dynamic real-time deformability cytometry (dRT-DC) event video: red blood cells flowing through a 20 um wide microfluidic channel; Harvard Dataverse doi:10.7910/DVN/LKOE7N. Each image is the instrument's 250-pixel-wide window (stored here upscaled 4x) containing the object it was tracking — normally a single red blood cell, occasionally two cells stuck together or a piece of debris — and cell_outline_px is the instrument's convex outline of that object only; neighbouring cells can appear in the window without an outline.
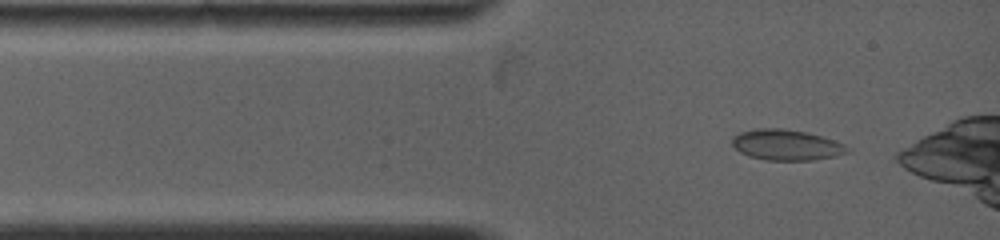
{"species": "common noctule bat (a hibernating species)", "species_latin": "Nyctalus noctula", "temperature_condition": "warm", "stored_images_in_passage": 19, "camera_frame_rate_fps": 5000, "um_per_image_px": 0.085, "animal": {"sex": "female", "body_mass_g": 19.0, "forearm_length_mm": 53.3}, "frame": {"image": 1, "passage_image": 1, "time_ms": 0.0, "image_size_px": [1000, 240], "cell_outline_px": [[852, 152], [836, 156], [812, 160], [764, 160], [748, 156], [740, 152], [732, 144], [732, 136], [740, 132], [760, 128], [780, 128], [804, 132], [820, 136], [844, 144]], "centroid_in_image_um": [66.83, 12.33], "position_along_channel_um": 18.2, "area_um2": 20.52}}
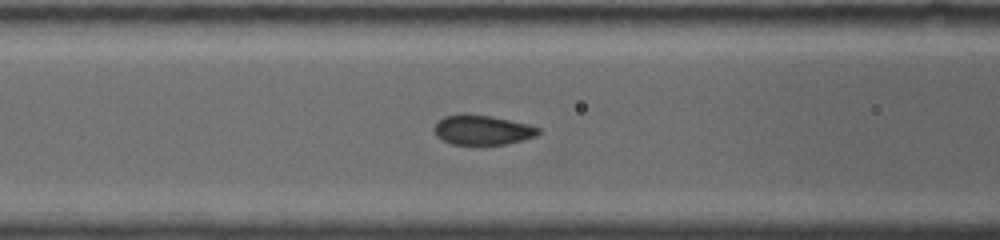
{"frame": {"image": 2, "passage_image": 9, "time_ms": 3.2, "image_size_px": [1000, 240], "cell_outline_px": [[540, 132], [536, 136], [524, 140], [504, 144], [452, 144], [436, 136], [432, 132], [432, 128], [444, 116], [460, 112], [464, 112], [492, 116], [528, 124], [540, 128]], "centroid_in_image_um": [40.97, 11.02], "position_along_channel_um": 125.6, "area_um2": 18.32}}
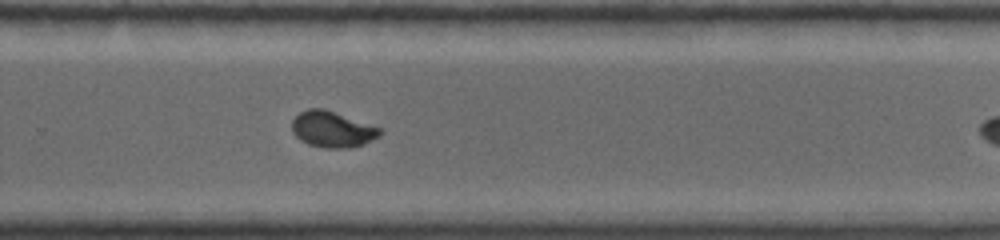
{"frame": {"image": 3, "passage_image": 19, "time_ms": 7.6, "image_size_px": [1000, 240], "cell_outline_px": [[384, 132], [380, 136], [364, 144], [348, 148], [324, 148], [308, 144], [300, 140], [292, 132], [292, 120], [300, 112], [308, 108], [324, 108], [380, 128]], "centroid_in_image_um": [28.24, 11.0], "position_along_channel_um": 301.6, "area_um2": 18.5}}